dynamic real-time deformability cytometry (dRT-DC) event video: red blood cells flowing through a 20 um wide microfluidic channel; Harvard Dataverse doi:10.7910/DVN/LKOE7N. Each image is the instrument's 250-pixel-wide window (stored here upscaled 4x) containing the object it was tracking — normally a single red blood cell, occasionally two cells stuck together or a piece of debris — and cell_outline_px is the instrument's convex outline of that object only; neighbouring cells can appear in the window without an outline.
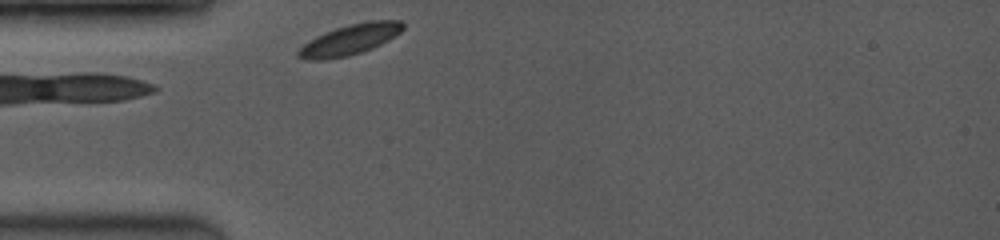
{"species": "common noctule bat (a hibernating species)", "species_latin": "Nyctalus noctula", "temperature_condition": "room temperature", "stored_images_in_passage": 36, "camera_frame_rate_fps": 3500, "um_per_image_px": 0.085, "animal": {"sex": "female", "body_mass_g": 19.0, "forearm_length_mm": 53.3}, "frame": {"image": 1, "passage_image": 1, "time_ms": 0.0, "image_size_px": [1000, 240], "cell_outline_px": [[404, 28], [400, 32], [388, 40], [372, 48], [348, 56], [324, 60], [308, 60], [296, 56], [296, 52], [304, 44], [316, 36], [324, 32], [348, 24], [372, 20], [400, 20], [404, 24]], "centroid_in_image_um": [29.72, 3.37], "position_along_channel_um": 55.3, "area_um2": 18.55}}
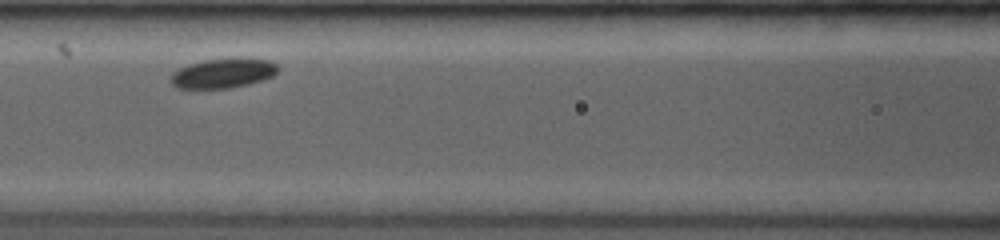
{"frame": {"image": 2, "passage_image": 12, "time_ms": 2.571, "image_size_px": [1000, 240], "cell_outline_px": [[280, 68], [272, 76], [264, 80], [248, 84], [228, 88], [176, 88], [172, 84], [172, 72], [188, 64], [204, 60], [232, 56], [240, 56], [272, 60]], "centroid_in_image_um": [19.02, 6.18], "position_along_channel_um": 147.6, "area_um2": 19.02}}
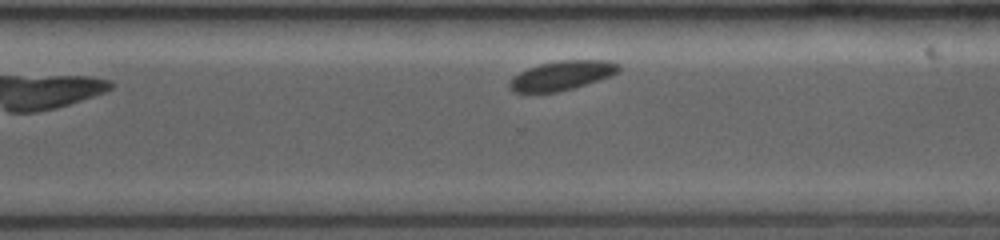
{"frame": {"image": 3, "passage_image": 31, "time_ms": 7.143, "image_size_px": [1000, 240], "cell_outline_px": [[620, 72], [600, 80], [572, 88], [556, 92], [512, 92], [508, 88], [508, 84], [512, 76], [528, 68], [540, 64], [560, 60], [608, 60], [620, 64]], "centroid_in_image_um": [47.76, 6.41], "position_along_channel_um": 322.8, "area_um2": 18.73}}